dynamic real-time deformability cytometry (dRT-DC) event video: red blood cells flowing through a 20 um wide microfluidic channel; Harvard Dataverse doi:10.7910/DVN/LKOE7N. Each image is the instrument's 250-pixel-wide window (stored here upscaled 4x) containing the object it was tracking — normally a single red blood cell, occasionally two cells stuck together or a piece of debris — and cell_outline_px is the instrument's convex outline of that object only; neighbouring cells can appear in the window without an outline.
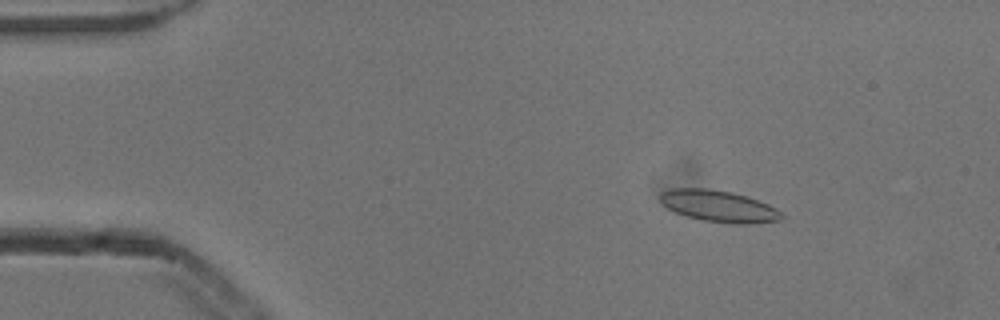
{"species": "common noctule bat (a hibernating species)", "species_latin": "Nyctalus noctula", "temperature_condition": "cold", "stored_images_in_passage": 5, "camera_frame_rate_fps": 3000, "um_per_image_px": 0.085, "animal": {"sex": "male", "body_mass_g": 13.3}, "frame": {"image": 1, "passage_image": 1, "time_ms": 0.0, "image_size_px": [1000, 320], "cell_outline_px": [[784, 216], [780, 220], [744, 224], [736, 224], [704, 220], [688, 216], [676, 212], [660, 204], [660, 192], [672, 188], [708, 188], [732, 192], [768, 204], [776, 208]], "centroid_in_image_um": [61.06, 17.51], "position_along_channel_um": 23.9, "area_um2": 22.14}}
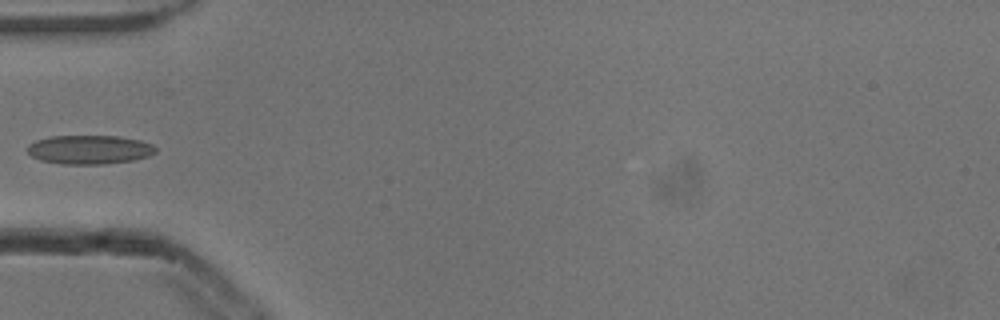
{"frame": {"image": 2, "passage_image": 4, "time_ms": 1.0, "image_size_px": [1000, 320], "cell_outline_px": [[156, 152], [148, 156], [132, 160], [104, 164], [60, 164], [40, 160], [32, 156], [28, 152], [28, 144], [36, 140], [52, 136], [120, 136], [140, 140], [152, 144], [156, 148]], "centroid_in_image_um": [7.6, 12.71], "position_along_channel_um": 77.4, "area_um2": 21.62}}
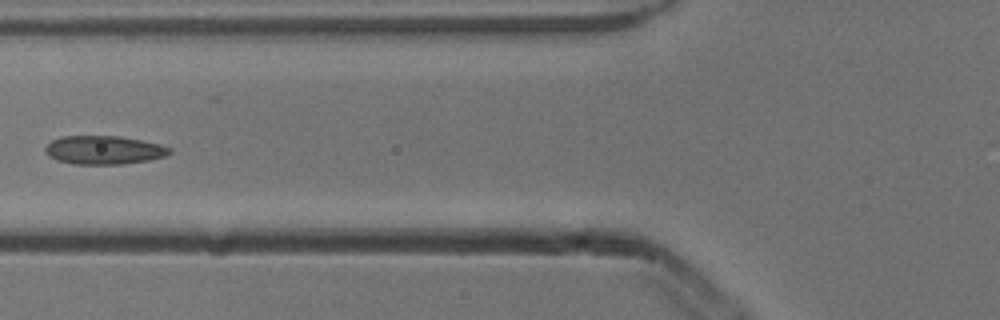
{"frame": {"image": 3, "passage_image": 5, "time_ms": 1.333, "image_size_px": [1000, 320], "cell_outline_px": [[172, 152], [168, 156], [148, 160], [124, 164], [72, 164], [56, 160], [48, 156], [44, 152], [44, 148], [52, 140], [60, 136], [120, 136], [160, 144], [172, 148]], "centroid_in_image_um": [8.83, 12.75], "position_along_channel_um": 117.0, "area_um2": 20.92}}